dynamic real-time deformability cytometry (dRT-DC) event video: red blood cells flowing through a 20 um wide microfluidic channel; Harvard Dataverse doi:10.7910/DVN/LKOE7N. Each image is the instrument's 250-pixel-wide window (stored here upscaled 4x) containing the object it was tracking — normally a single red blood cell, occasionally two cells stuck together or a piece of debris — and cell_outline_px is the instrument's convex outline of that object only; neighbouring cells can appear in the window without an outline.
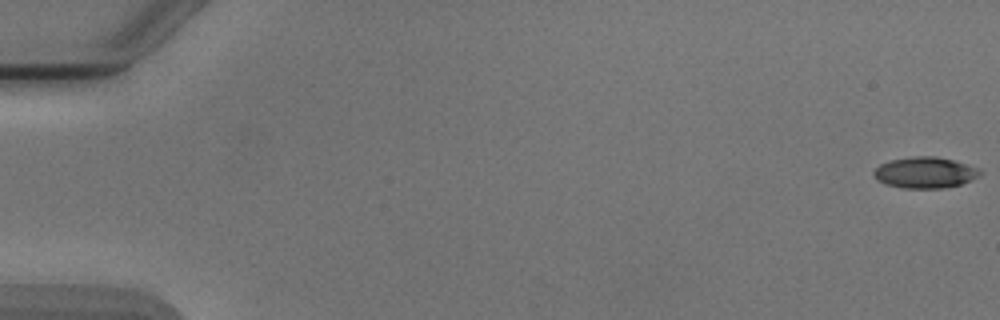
{"species": "Egyptian fruit bat (a non-hibernating species)", "species_latin": "Rousettus aegyptiacus", "temperature_condition": "cold", "stored_images_in_passage": 6, "camera_frame_rate_fps": 3000, "um_per_image_px": 0.085, "animal": {"sex": "male"}, "frame": {"image": 1, "passage_image": 1, "time_ms": 0.0, "image_size_px": [1000, 320], "cell_outline_px": [[984, 172], [980, 176], [960, 184], [944, 188], [904, 188], [884, 184], [876, 180], [872, 176], [872, 172], [880, 164], [892, 160], [912, 156], [936, 156], [952, 160], [980, 168]], "centroid_in_image_um": [78.62, 14.67], "position_along_channel_um": 6.4, "area_um2": 19.42}}
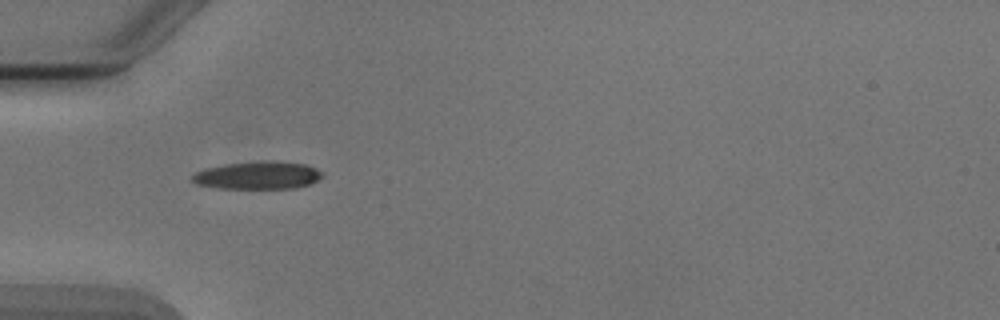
{"frame": {"image": 2, "passage_image": 5, "time_ms": 5.667, "image_size_px": [1000, 320], "cell_outline_px": [[324, 176], [308, 184], [292, 188], [220, 188], [196, 184], [192, 180], [192, 176], [196, 172], [204, 168], [224, 164], [260, 160], [272, 160], [304, 164], [316, 168], [324, 172]], "centroid_in_image_um": [21.91, 14.88], "position_along_channel_um": 63.1, "area_um2": 21.1}}
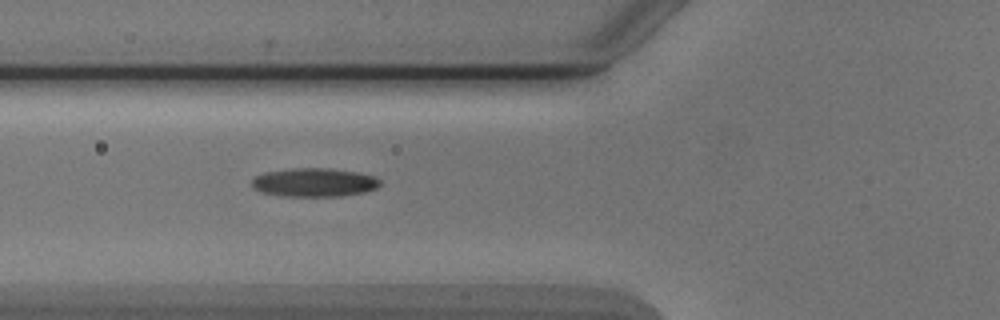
{"frame": {"image": 3, "passage_image": 6, "time_ms": 6.667, "image_size_px": [1000, 320], "cell_outline_px": [[380, 184], [376, 188], [364, 192], [340, 196], [284, 196], [260, 192], [252, 188], [252, 180], [256, 176], [264, 172], [292, 168], [332, 168], [360, 172], [376, 176], [380, 180]], "centroid_in_image_um": [26.72, 15.49], "position_along_channel_um": 99.1, "area_um2": 21.62}}